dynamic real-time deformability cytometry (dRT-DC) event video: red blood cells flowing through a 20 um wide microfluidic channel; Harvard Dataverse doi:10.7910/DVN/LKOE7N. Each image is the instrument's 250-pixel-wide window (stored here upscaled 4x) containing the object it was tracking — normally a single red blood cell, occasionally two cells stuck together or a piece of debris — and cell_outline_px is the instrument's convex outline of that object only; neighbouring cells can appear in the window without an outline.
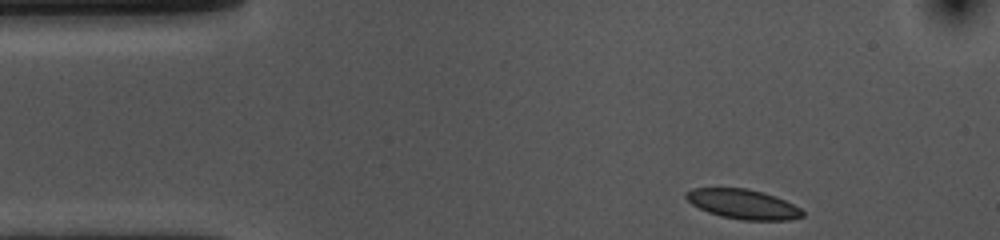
{"species": "common noctule bat (a hibernating species)", "species_latin": "Nyctalus noctula", "temperature_condition": "cold", "stored_images_in_passage": 39, "camera_frame_rate_fps": 3000, "um_per_image_px": 0.085, "animal": {"sex": "female", "body_mass_g": 10.0, "forearm_length_mm": 53.1}, "frame": {"image": 1, "passage_image": 1, "time_ms": 0.0, "image_size_px": [1000, 240], "cell_outline_px": [[804, 216], [788, 220], [744, 220], [720, 216], [708, 212], [692, 204], [684, 196], [684, 192], [692, 188], [748, 188], [764, 192], [776, 196], [800, 208], [804, 212]], "centroid_in_image_um": [63.15, 17.34], "position_along_channel_um": 21.9, "area_um2": 20.17}}
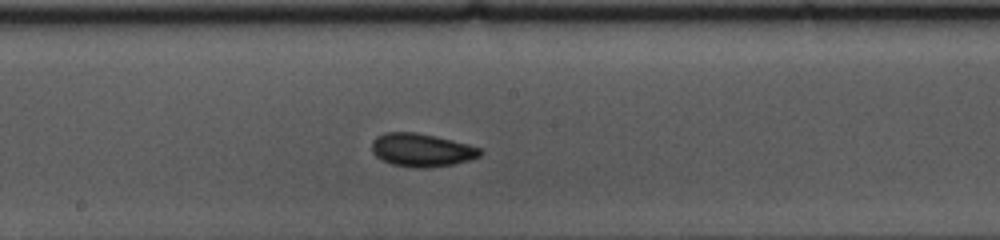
{"frame": {"image": 2, "passage_image": 22, "time_ms": 7.0, "image_size_px": [1000, 240], "cell_outline_px": [[484, 152], [480, 156], [468, 160], [452, 164], [428, 168], [412, 168], [392, 164], [376, 156], [372, 152], [372, 140], [376, 136], [384, 132], [416, 132], [436, 136], [468, 144], [480, 148]], "centroid_in_image_um": [35.83, 12.75], "position_along_channel_um": 212.4, "area_um2": 21.04}}
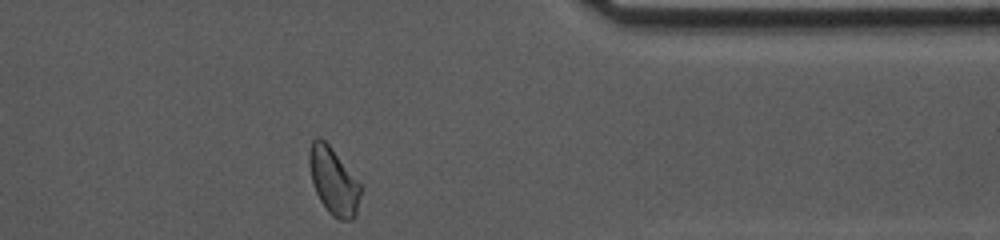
{"frame": {"image": 3, "passage_image": 38, "time_ms": 12.333, "image_size_px": [1000, 240], "cell_outline_px": [[360, 196], [356, 216], [352, 220], [340, 220], [332, 216], [328, 212], [320, 200], [312, 184], [308, 164], [308, 152], [312, 140], [324, 140], [328, 144], [360, 184]], "centroid_in_image_um": [28.32, 15.44], "position_along_channel_um": 383.1, "area_um2": 19.77}, "authors_computed_cell_mechanics": {"area_um2": 20.1722, "velocity_mm_per_s": 3.5493, "shape_relaxation_time_tau1_ms": null, "shape_relaxation_time_tau2_ms": 2.2402, "deformation_change_tau1": null, "deformation_change_tau2": 0.0744}}